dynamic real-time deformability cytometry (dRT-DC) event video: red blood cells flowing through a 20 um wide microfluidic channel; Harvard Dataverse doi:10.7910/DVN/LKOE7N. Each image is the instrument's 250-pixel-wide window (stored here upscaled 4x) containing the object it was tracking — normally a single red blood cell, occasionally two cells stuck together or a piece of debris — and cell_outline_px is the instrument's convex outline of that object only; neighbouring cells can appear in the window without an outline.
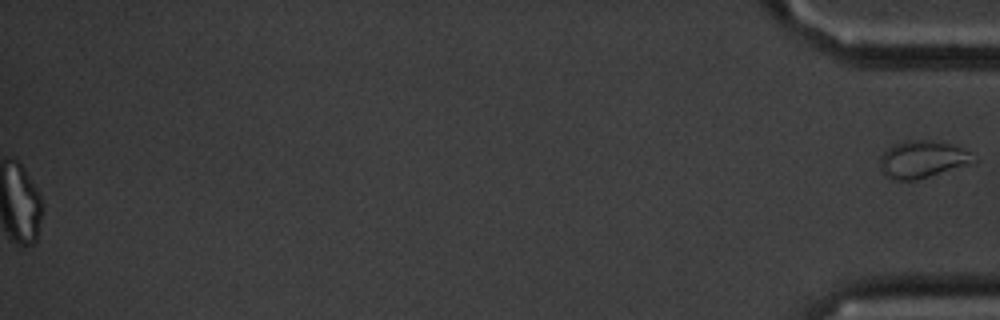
{"species": "common noctule bat (a hibernating species)", "species_latin": "Nyctalus noctula", "temperature_condition": "cold", "stored_images_in_passage": 60, "segment_of_instrument_passage": [2, 2], "camera_frame_rate_fps": 3000, "um_per_image_px": 0.085, "animal": {"sex": "male", "body_mass_g": 20.1, "forearm_length_mm": 53.5}, "frame": {"image": 1, "passage_image": 60, "time_ms": 19.667, "image_size_px": [1000, 320], "cell_outline_px": [[980, 160], [976, 164], [916, 180], [892, 180], [880, 168], [880, 156], [888, 148], [896, 144], [908, 140], [916, 140], [952, 144], [972, 152]], "centroid_in_image_um": [78.52, 13.57], "position_along_channel_um": 356.7, "area_um2": 20.58}}